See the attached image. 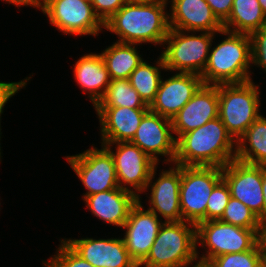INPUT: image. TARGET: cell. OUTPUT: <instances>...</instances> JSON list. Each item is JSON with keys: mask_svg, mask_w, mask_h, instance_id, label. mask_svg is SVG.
<instances>
[{"mask_svg": "<svg viewBox=\"0 0 266 267\" xmlns=\"http://www.w3.org/2000/svg\"><path fill=\"white\" fill-rule=\"evenodd\" d=\"M167 0L125 3L104 22V29L118 36L121 43L163 45L169 32Z\"/></svg>", "mask_w": 266, "mask_h": 267, "instance_id": "obj_1", "label": "cell"}, {"mask_svg": "<svg viewBox=\"0 0 266 267\" xmlns=\"http://www.w3.org/2000/svg\"><path fill=\"white\" fill-rule=\"evenodd\" d=\"M236 158V141L219 117L176 139L174 165L224 167Z\"/></svg>", "mask_w": 266, "mask_h": 267, "instance_id": "obj_2", "label": "cell"}, {"mask_svg": "<svg viewBox=\"0 0 266 267\" xmlns=\"http://www.w3.org/2000/svg\"><path fill=\"white\" fill-rule=\"evenodd\" d=\"M225 35L216 46L210 48L207 64L201 75L203 84L219 85L243 83L252 80L251 41L247 34L222 30Z\"/></svg>", "mask_w": 266, "mask_h": 267, "instance_id": "obj_3", "label": "cell"}, {"mask_svg": "<svg viewBox=\"0 0 266 267\" xmlns=\"http://www.w3.org/2000/svg\"><path fill=\"white\" fill-rule=\"evenodd\" d=\"M197 250L196 225L186 221L164 222L149 254L138 267L194 266V262L199 263Z\"/></svg>", "mask_w": 266, "mask_h": 267, "instance_id": "obj_4", "label": "cell"}, {"mask_svg": "<svg viewBox=\"0 0 266 267\" xmlns=\"http://www.w3.org/2000/svg\"><path fill=\"white\" fill-rule=\"evenodd\" d=\"M259 87L253 80L218 85V117L236 142L261 115Z\"/></svg>", "mask_w": 266, "mask_h": 267, "instance_id": "obj_5", "label": "cell"}, {"mask_svg": "<svg viewBox=\"0 0 266 267\" xmlns=\"http://www.w3.org/2000/svg\"><path fill=\"white\" fill-rule=\"evenodd\" d=\"M196 33L198 32L169 29L161 52L166 71L202 75L215 33Z\"/></svg>", "mask_w": 266, "mask_h": 267, "instance_id": "obj_6", "label": "cell"}, {"mask_svg": "<svg viewBox=\"0 0 266 267\" xmlns=\"http://www.w3.org/2000/svg\"><path fill=\"white\" fill-rule=\"evenodd\" d=\"M259 229H247L222 222L208 220L196 225V246L205 249L197 259L207 264L211 259L228 253H241L251 250L258 243Z\"/></svg>", "mask_w": 266, "mask_h": 267, "instance_id": "obj_7", "label": "cell"}, {"mask_svg": "<svg viewBox=\"0 0 266 267\" xmlns=\"http://www.w3.org/2000/svg\"><path fill=\"white\" fill-rule=\"evenodd\" d=\"M222 180V168L181 166L180 206L182 221L194 225L206 221V207L213 188Z\"/></svg>", "mask_w": 266, "mask_h": 267, "instance_id": "obj_8", "label": "cell"}, {"mask_svg": "<svg viewBox=\"0 0 266 267\" xmlns=\"http://www.w3.org/2000/svg\"><path fill=\"white\" fill-rule=\"evenodd\" d=\"M39 9L47 15L50 24L65 35L95 37L104 28L90 0H41Z\"/></svg>", "mask_w": 266, "mask_h": 267, "instance_id": "obj_9", "label": "cell"}, {"mask_svg": "<svg viewBox=\"0 0 266 267\" xmlns=\"http://www.w3.org/2000/svg\"><path fill=\"white\" fill-rule=\"evenodd\" d=\"M66 160L87 189L85 196L119 188L115 163L110 151L101 145L83 153L66 156Z\"/></svg>", "mask_w": 266, "mask_h": 267, "instance_id": "obj_10", "label": "cell"}, {"mask_svg": "<svg viewBox=\"0 0 266 267\" xmlns=\"http://www.w3.org/2000/svg\"><path fill=\"white\" fill-rule=\"evenodd\" d=\"M101 145H104L113 156L119 187L134 193L139 198L140 194L146 191L152 170L158 164L130 141L101 143ZM113 145L116 150L111 149Z\"/></svg>", "mask_w": 266, "mask_h": 267, "instance_id": "obj_11", "label": "cell"}, {"mask_svg": "<svg viewBox=\"0 0 266 267\" xmlns=\"http://www.w3.org/2000/svg\"><path fill=\"white\" fill-rule=\"evenodd\" d=\"M222 179L228 185L231 197L249 207L262 224V165L242 162L235 158L222 167Z\"/></svg>", "mask_w": 266, "mask_h": 267, "instance_id": "obj_12", "label": "cell"}, {"mask_svg": "<svg viewBox=\"0 0 266 267\" xmlns=\"http://www.w3.org/2000/svg\"><path fill=\"white\" fill-rule=\"evenodd\" d=\"M172 121L150 110L143 116L138 129L130 141L159 165V156H165L164 163L174 162L176 139L173 136Z\"/></svg>", "mask_w": 266, "mask_h": 267, "instance_id": "obj_13", "label": "cell"}, {"mask_svg": "<svg viewBox=\"0 0 266 267\" xmlns=\"http://www.w3.org/2000/svg\"><path fill=\"white\" fill-rule=\"evenodd\" d=\"M141 197L131 208L123 225L124 239L129 256L139 265L149 254L157 234L164 221L150 210L142 206Z\"/></svg>", "mask_w": 266, "mask_h": 267, "instance_id": "obj_14", "label": "cell"}, {"mask_svg": "<svg viewBox=\"0 0 266 267\" xmlns=\"http://www.w3.org/2000/svg\"><path fill=\"white\" fill-rule=\"evenodd\" d=\"M169 170H162L155 178L157 166L152 170L146 190L151 187L148 210L154 212L164 222L182 221L180 206L181 166L174 165ZM153 180H155L153 182ZM153 183V184H152Z\"/></svg>", "mask_w": 266, "mask_h": 267, "instance_id": "obj_15", "label": "cell"}, {"mask_svg": "<svg viewBox=\"0 0 266 267\" xmlns=\"http://www.w3.org/2000/svg\"><path fill=\"white\" fill-rule=\"evenodd\" d=\"M203 85L200 75L176 72L168 79L161 80L155 100L149 110L172 119L190 101Z\"/></svg>", "mask_w": 266, "mask_h": 267, "instance_id": "obj_16", "label": "cell"}, {"mask_svg": "<svg viewBox=\"0 0 266 267\" xmlns=\"http://www.w3.org/2000/svg\"><path fill=\"white\" fill-rule=\"evenodd\" d=\"M63 240L94 267H138L129 256L123 238Z\"/></svg>", "mask_w": 266, "mask_h": 267, "instance_id": "obj_17", "label": "cell"}, {"mask_svg": "<svg viewBox=\"0 0 266 267\" xmlns=\"http://www.w3.org/2000/svg\"><path fill=\"white\" fill-rule=\"evenodd\" d=\"M218 85L203 84L171 119L175 139L218 117Z\"/></svg>", "mask_w": 266, "mask_h": 267, "instance_id": "obj_18", "label": "cell"}, {"mask_svg": "<svg viewBox=\"0 0 266 267\" xmlns=\"http://www.w3.org/2000/svg\"><path fill=\"white\" fill-rule=\"evenodd\" d=\"M169 27L172 29L219 34L223 24L205 0H171Z\"/></svg>", "mask_w": 266, "mask_h": 267, "instance_id": "obj_19", "label": "cell"}, {"mask_svg": "<svg viewBox=\"0 0 266 267\" xmlns=\"http://www.w3.org/2000/svg\"><path fill=\"white\" fill-rule=\"evenodd\" d=\"M100 124L101 143L131 141L149 108L94 107Z\"/></svg>", "mask_w": 266, "mask_h": 267, "instance_id": "obj_20", "label": "cell"}, {"mask_svg": "<svg viewBox=\"0 0 266 267\" xmlns=\"http://www.w3.org/2000/svg\"><path fill=\"white\" fill-rule=\"evenodd\" d=\"M83 200L89 211L99 220L115 227H123L131 208L139 198L134 193L119 187L85 196Z\"/></svg>", "mask_w": 266, "mask_h": 267, "instance_id": "obj_21", "label": "cell"}, {"mask_svg": "<svg viewBox=\"0 0 266 267\" xmlns=\"http://www.w3.org/2000/svg\"><path fill=\"white\" fill-rule=\"evenodd\" d=\"M74 77L77 85L95 106L103 97L111 79L100 53H89L80 57L74 65Z\"/></svg>", "mask_w": 266, "mask_h": 267, "instance_id": "obj_22", "label": "cell"}, {"mask_svg": "<svg viewBox=\"0 0 266 267\" xmlns=\"http://www.w3.org/2000/svg\"><path fill=\"white\" fill-rule=\"evenodd\" d=\"M136 45L116 41L100 53L111 80L128 79L144 60Z\"/></svg>", "mask_w": 266, "mask_h": 267, "instance_id": "obj_23", "label": "cell"}, {"mask_svg": "<svg viewBox=\"0 0 266 267\" xmlns=\"http://www.w3.org/2000/svg\"><path fill=\"white\" fill-rule=\"evenodd\" d=\"M266 26V18L258 0H233L230 16L223 29L233 33L250 35Z\"/></svg>", "mask_w": 266, "mask_h": 267, "instance_id": "obj_24", "label": "cell"}, {"mask_svg": "<svg viewBox=\"0 0 266 267\" xmlns=\"http://www.w3.org/2000/svg\"><path fill=\"white\" fill-rule=\"evenodd\" d=\"M236 159L266 166V117L260 115L236 142Z\"/></svg>", "mask_w": 266, "mask_h": 267, "instance_id": "obj_25", "label": "cell"}, {"mask_svg": "<svg viewBox=\"0 0 266 267\" xmlns=\"http://www.w3.org/2000/svg\"><path fill=\"white\" fill-rule=\"evenodd\" d=\"M155 62V65L157 64L156 66L143 60L128 78L132 87L148 106L155 100L156 93L159 89L162 80L161 70L166 71L161 54Z\"/></svg>", "mask_w": 266, "mask_h": 267, "instance_id": "obj_26", "label": "cell"}, {"mask_svg": "<svg viewBox=\"0 0 266 267\" xmlns=\"http://www.w3.org/2000/svg\"><path fill=\"white\" fill-rule=\"evenodd\" d=\"M94 107L149 108L128 79L111 80L103 97Z\"/></svg>", "mask_w": 266, "mask_h": 267, "instance_id": "obj_27", "label": "cell"}, {"mask_svg": "<svg viewBox=\"0 0 266 267\" xmlns=\"http://www.w3.org/2000/svg\"><path fill=\"white\" fill-rule=\"evenodd\" d=\"M219 220L247 229H259L261 226L258 216L249 207L233 197H230Z\"/></svg>", "mask_w": 266, "mask_h": 267, "instance_id": "obj_28", "label": "cell"}, {"mask_svg": "<svg viewBox=\"0 0 266 267\" xmlns=\"http://www.w3.org/2000/svg\"><path fill=\"white\" fill-rule=\"evenodd\" d=\"M263 256L259 243L251 250L241 253H228L211 259L208 267H262Z\"/></svg>", "mask_w": 266, "mask_h": 267, "instance_id": "obj_29", "label": "cell"}, {"mask_svg": "<svg viewBox=\"0 0 266 267\" xmlns=\"http://www.w3.org/2000/svg\"><path fill=\"white\" fill-rule=\"evenodd\" d=\"M230 191L226 182L222 179L212 190L207 201L206 221L219 220L230 199Z\"/></svg>", "mask_w": 266, "mask_h": 267, "instance_id": "obj_30", "label": "cell"}, {"mask_svg": "<svg viewBox=\"0 0 266 267\" xmlns=\"http://www.w3.org/2000/svg\"><path fill=\"white\" fill-rule=\"evenodd\" d=\"M56 250V254L44 261L46 267H94L78 255L64 240Z\"/></svg>", "mask_w": 266, "mask_h": 267, "instance_id": "obj_31", "label": "cell"}, {"mask_svg": "<svg viewBox=\"0 0 266 267\" xmlns=\"http://www.w3.org/2000/svg\"><path fill=\"white\" fill-rule=\"evenodd\" d=\"M251 41V64L266 72V26L249 35Z\"/></svg>", "mask_w": 266, "mask_h": 267, "instance_id": "obj_32", "label": "cell"}, {"mask_svg": "<svg viewBox=\"0 0 266 267\" xmlns=\"http://www.w3.org/2000/svg\"><path fill=\"white\" fill-rule=\"evenodd\" d=\"M32 76L26 77V79L20 80L19 82H2L0 81V121L1 115L3 113L4 106L6 105L7 101L10 100L18 91L22 88H25L27 85L28 80H30ZM1 123V122H0ZM1 124H0V140H1ZM1 144V143H0ZM1 151V146H0ZM0 152V158H1ZM1 161V159H0Z\"/></svg>", "mask_w": 266, "mask_h": 267, "instance_id": "obj_33", "label": "cell"}, {"mask_svg": "<svg viewBox=\"0 0 266 267\" xmlns=\"http://www.w3.org/2000/svg\"><path fill=\"white\" fill-rule=\"evenodd\" d=\"M95 14L104 23L126 2L125 0H90Z\"/></svg>", "mask_w": 266, "mask_h": 267, "instance_id": "obj_34", "label": "cell"}, {"mask_svg": "<svg viewBox=\"0 0 266 267\" xmlns=\"http://www.w3.org/2000/svg\"><path fill=\"white\" fill-rule=\"evenodd\" d=\"M205 1L211 7L213 14L223 24L230 16L233 0H205Z\"/></svg>", "mask_w": 266, "mask_h": 267, "instance_id": "obj_35", "label": "cell"}, {"mask_svg": "<svg viewBox=\"0 0 266 267\" xmlns=\"http://www.w3.org/2000/svg\"><path fill=\"white\" fill-rule=\"evenodd\" d=\"M258 243L262 256H266V222L262 223L258 232Z\"/></svg>", "mask_w": 266, "mask_h": 267, "instance_id": "obj_36", "label": "cell"}, {"mask_svg": "<svg viewBox=\"0 0 266 267\" xmlns=\"http://www.w3.org/2000/svg\"><path fill=\"white\" fill-rule=\"evenodd\" d=\"M3 1H6V3H9V4H13L16 7L32 6L37 9L40 7V3H41V0H3Z\"/></svg>", "mask_w": 266, "mask_h": 267, "instance_id": "obj_37", "label": "cell"}, {"mask_svg": "<svg viewBox=\"0 0 266 267\" xmlns=\"http://www.w3.org/2000/svg\"><path fill=\"white\" fill-rule=\"evenodd\" d=\"M262 193H263V208H262V223L266 222V166H262Z\"/></svg>", "mask_w": 266, "mask_h": 267, "instance_id": "obj_38", "label": "cell"}, {"mask_svg": "<svg viewBox=\"0 0 266 267\" xmlns=\"http://www.w3.org/2000/svg\"><path fill=\"white\" fill-rule=\"evenodd\" d=\"M153 0H125L126 3H147Z\"/></svg>", "mask_w": 266, "mask_h": 267, "instance_id": "obj_39", "label": "cell"}, {"mask_svg": "<svg viewBox=\"0 0 266 267\" xmlns=\"http://www.w3.org/2000/svg\"><path fill=\"white\" fill-rule=\"evenodd\" d=\"M258 2L260 3V6L262 7L263 13L266 18V0H258Z\"/></svg>", "mask_w": 266, "mask_h": 267, "instance_id": "obj_40", "label": "cell"}, {"mask_svg": "<svg viewBox=\"0 0 266 267\" xmlns=\"http://www.w3.org/2000/svg\"><path fill=\"white\" fill-rule=\"evenodd\" d=\"M192 267H208V266L205 264L198 263V264H194V266H192Z\"/></svg>", "mask_w": 266, "mask_h": 267, "instance_id": "obj_41", "label": "cell"}, {"mask_svg": "<svg viewBox=\"0 0 266 267\" xmlns=\"http://www.w3.org/2000/svg\"><path fill=\"white\" fill-rule=\"evenodd\" d=\"M262 267H266V256H263V263H262Z\"/></svg>", "mask_w": 266, "mask_h": 267, "instance_id": "obj_42", "label": "cell"}]
</instances>
